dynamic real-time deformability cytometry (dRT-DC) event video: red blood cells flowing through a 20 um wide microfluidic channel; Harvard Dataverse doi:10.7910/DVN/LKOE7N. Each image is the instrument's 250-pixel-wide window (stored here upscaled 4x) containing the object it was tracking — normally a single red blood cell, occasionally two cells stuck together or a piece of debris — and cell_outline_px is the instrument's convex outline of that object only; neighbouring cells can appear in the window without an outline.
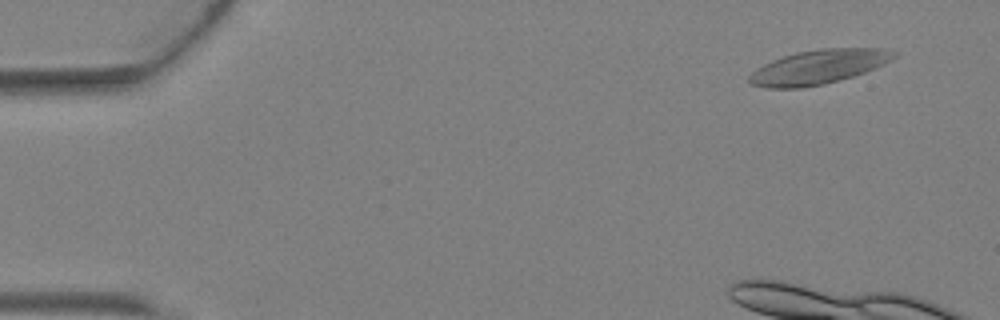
{"species": "Egyptian fruit bat (a non-hibernating species)", "species_latin": "Rousettus aegyptiacus", "temperature_condition": "warm", "stored_images_in_passage": 5, "camera_frame_rate_fps": 3000, "um_per_image_px": 0.085, "animal": {"sex": "female"}, "frame": {"image": 1, "passage_image": 1, "time_ms": 0.0, "image_size_px": [1000, 320], "cell_outline_px": [[900, 52], [896, 56], [884, 64], [876, 68], [852, 76], [824, 84], [804, 88], [764, 88], [752, 84], [748, 80], [748, 76], [756, 68], [772, 60], [796, 52], [820, 48], [880, 48]], "centroid_in_image_um": [69.57, 5.69], "position_along_channel_um": 15.4, "area_um2": 28.96}}